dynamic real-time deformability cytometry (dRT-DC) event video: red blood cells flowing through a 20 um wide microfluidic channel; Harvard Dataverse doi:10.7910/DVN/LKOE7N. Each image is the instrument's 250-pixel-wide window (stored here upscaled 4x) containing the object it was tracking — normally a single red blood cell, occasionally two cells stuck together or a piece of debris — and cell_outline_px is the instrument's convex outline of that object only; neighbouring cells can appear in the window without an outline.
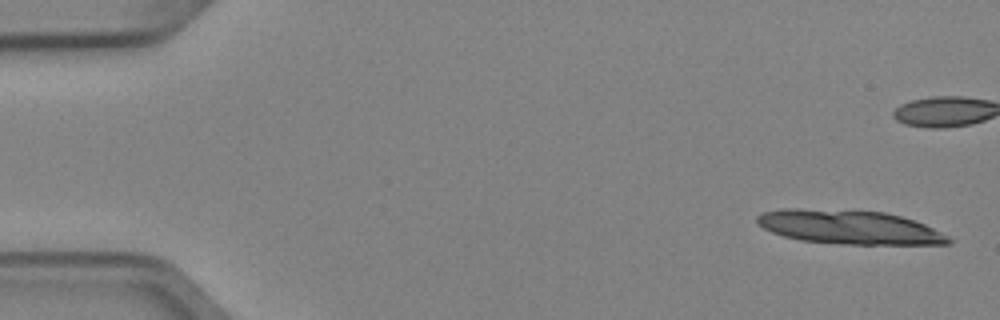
{"species": "Egyptian fruit bat (a non-hibernating species)", "species_latin": "Rousettus aegyptiacus", "temperature_condition": "cold", "stored_images_in_passage": 5, "camera_frame_rate_fps": 3000, "um_per_image_px": 0.085, "animal": {"sex": "female"}, "frame": {"image": 1, "passage_image": 1, "time_ms": 0.0, "image_size_px": [1000, 320], "cell_outline_px": [[952, 240], [948, 244], [844, 244], [800, 240], [784, 236], [772, 232], [764, 228], [756, 220], [756, 216], [764, 212], [780, 208], [800, 208], [884, 212], [900, 216], [924, 224], [948, 236]], "centroid_in_image_um": [72.15, 19.3], "position_along_channel_um": 12.8, "area_um2": 37.51}}
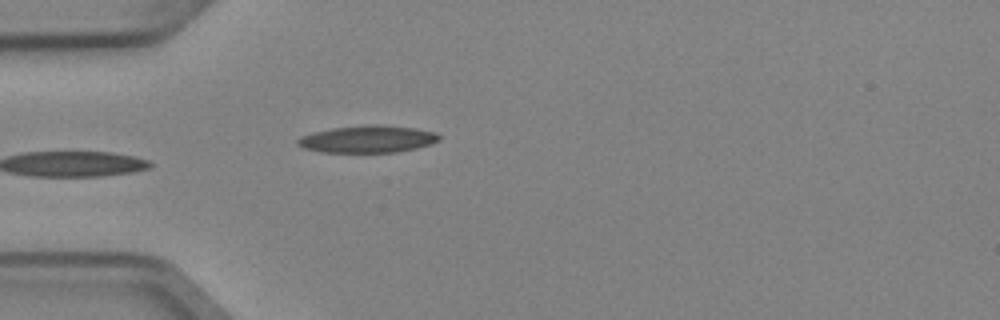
{"frame": {"image": 2, "passage_image": 5, "time_ms": 1.333, "image_size_px": [1000, 320], "cell_outline_px": [[440, 140], [432, 144], [416, 148], [396, 152], [320, 152], [304, 148], [296, 144], [296, 140], [300, 136], [312, 132], [332, 128], [364, 124], [380, 124], [416, 128], [436, 132], [440, 136]], "centroid_in_image_um": [31.25, 11.81], "position_along_channel_um": 53.8, "area_um2": 22.72}}